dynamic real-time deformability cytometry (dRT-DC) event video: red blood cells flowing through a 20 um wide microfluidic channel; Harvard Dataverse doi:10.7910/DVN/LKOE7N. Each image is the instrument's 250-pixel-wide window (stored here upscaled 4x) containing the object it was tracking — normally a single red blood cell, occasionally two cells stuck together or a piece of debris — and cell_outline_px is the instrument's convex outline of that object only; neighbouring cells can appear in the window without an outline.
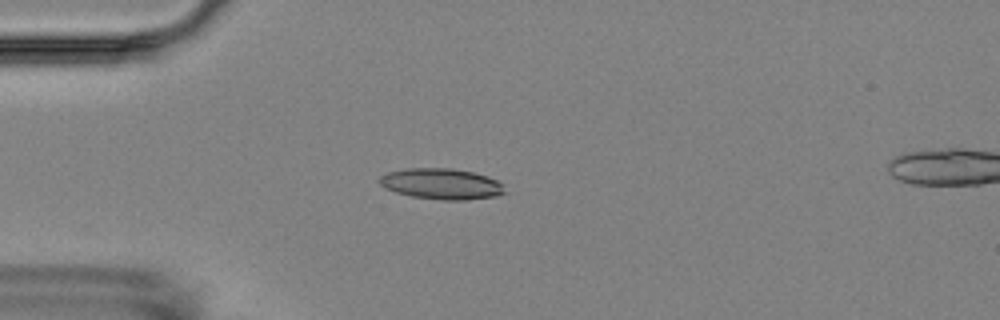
{"species": "Egyptian fruit bat (a non-hibernating species)", "species_latin": "Rousettus aegyptiacus", "temperature_condition": "room temperature", "stored_images_in_passage": 2, "camera_frame_rate_fps": 3000, "um_per_image_px": 0.085, "animal": {"sex": "female"}, "frame": {"image": 1, "passage_image": 2, "time_ms": 2.0, "image_size_px": [1000, 320], "cell_outline_px": [[508, 192], [496, 196], [464, 200], [444, 200], [412, 196], [396, 192], [384, 188], [376, 180], [380, 176], [388, 172], [404, 168], [452, 168], [472, 172], [488, 176], [504, 184]], "centroid_in_image_um": [37.53, 15.62], "position_along_channel_um": 47.5, "area_um2": 22.77}}